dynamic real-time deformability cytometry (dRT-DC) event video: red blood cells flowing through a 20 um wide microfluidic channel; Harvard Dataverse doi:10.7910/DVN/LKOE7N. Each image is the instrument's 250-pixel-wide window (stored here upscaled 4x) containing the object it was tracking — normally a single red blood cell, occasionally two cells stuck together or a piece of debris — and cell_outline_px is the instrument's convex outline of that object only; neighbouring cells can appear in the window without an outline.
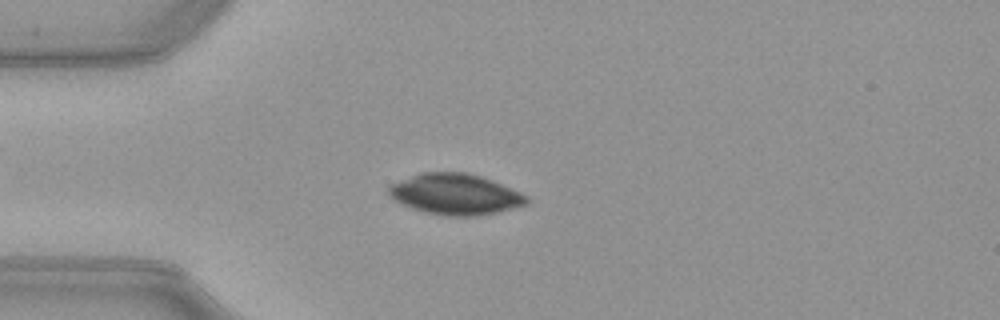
{"species": "common noctule bat (a hibernating species)", "species_latin": "Nyctalus noctula", "temperature_condition": "warm", "stored_images_in_passage": 51, "camera_frame_rate_fps": 3000, "um_per_image_px": 0.085, "animal": {"sex": "female", "body_mass_g": 21.9}, "frame": {"image": 1, "passage_image": 13, "time_ms": 4.0, "image_size_px": [1000, 320], "cell_outline_px": [[528, 204], [496, 212], [476, 216], [444, 216], [424, 212], [412, 208], [392, 200], [388, 196], [388, 188], [392, 184], [420, 172], [468, 172], [480, 176], [520, 192], [528, 196]], "centroid_in_image_um": [38.66, 16.51], "position_along_channel_um": 46.3, "area_um2": 32.77}}
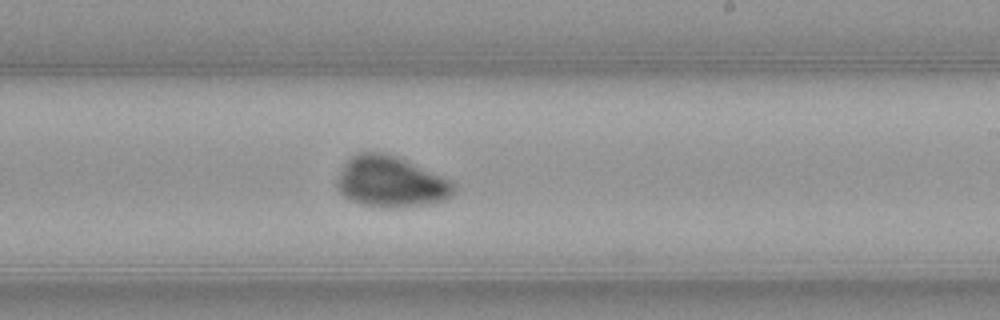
{"frame": {"image": 2, "passage_image": 30, "time_ms": 9.667, "image_size_px": [1000, 320], "cell_outline_px": [[456, 188], [452, 196], [444, 200], [428, 204], [396, 208], [384, 208], [360, 204], [348, 200], [336, 188], [336, 180], [344, 164], [352, 156], [360, 152], [380, 152], [396, 156], [452, 180], [456, 184]], "centroid_in_image_um": [33.22, 15.48], "position_along_channel_um": 255.8, "area_um2": 34.97}}
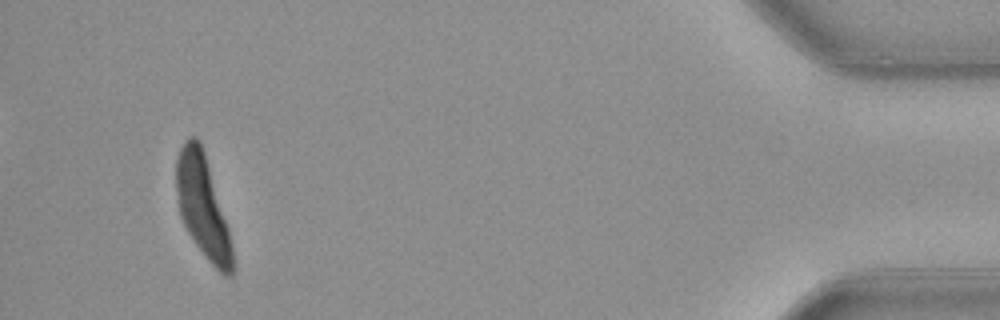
{"frame": {"image": 3, "passage_image": 48, "time_ms": 15.667, "image_size_px": [1000, 320], "cell_outline_px": [[236, 264], [232, 276], [224, 276], [208, 260], [192, 240], [180, 216], [176, 188], [176, 160], [180, 148], [184, 140], [188, 136], [196, 136], [204, 152], [228, 228], [232, 244]], "centroid_in_image_um": [17.24, 17.6], "position_along_channel_um": 418.0, "area_um2": 33.35}}